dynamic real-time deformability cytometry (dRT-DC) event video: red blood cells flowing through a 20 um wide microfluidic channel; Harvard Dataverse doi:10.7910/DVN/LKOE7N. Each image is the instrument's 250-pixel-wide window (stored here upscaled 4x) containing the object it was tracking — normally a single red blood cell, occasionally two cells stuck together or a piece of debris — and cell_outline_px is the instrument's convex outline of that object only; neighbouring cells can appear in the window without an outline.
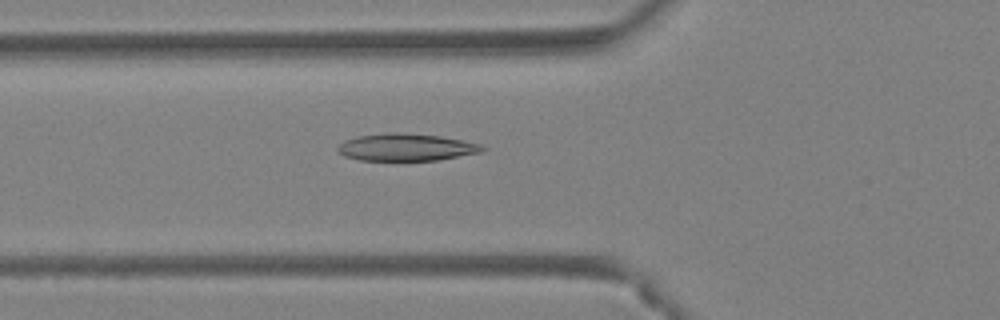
{"species": "Egyptian fruit bat (a non-hibernating species)", "species_latin": "Rousettus aegyptiacus", "temperature_condition": "warm", "stored_images_in_passage": 33, "camera_frame_rate_fps": 3000, "um_per_image_px": 0.085, "animal": {"sex": "female"}, "frame": {"image": 1, "passage_image": 4, "time_ms": 1.0, "image_size_px": [1000, 320], "cell_outline_px": [[488, 148], [480, 152], [436, 160], [360, 160], [344, 156], [336, 148], [344, 140], [360, 136], [392, 132], [396, 132], [440, 136], [484, 144]], "centroid_in_image_um": [34.55, 12.51], "position_along_channel_um": 91.2, "area_um2": 22.77}}
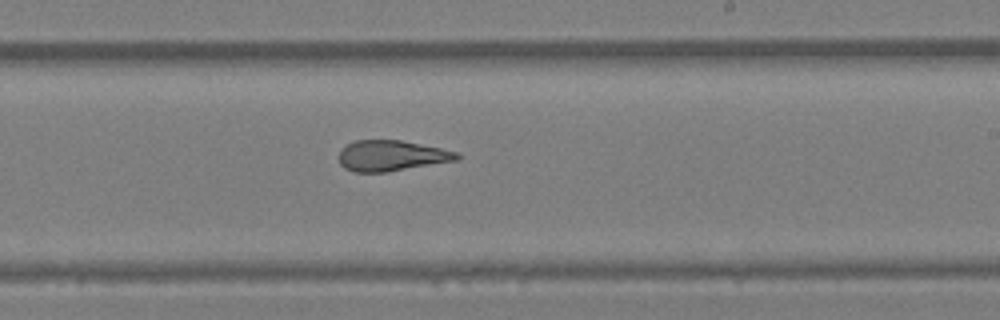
{"frame": {"image": 2, "passage_image": 15, "time_ms": 4.667, "image_size_px": [1000, 320], "cell_outline_px": [[460, 160], [388, 172], [352, 172], [344, 168], [340, 164], [340, 148], [356, 140], [400, 140], [460, 152]], "centroid_in_image_um": [33.3, 13.24], "position_along_channel_um": 255.7, "area_um2": 21.27}}
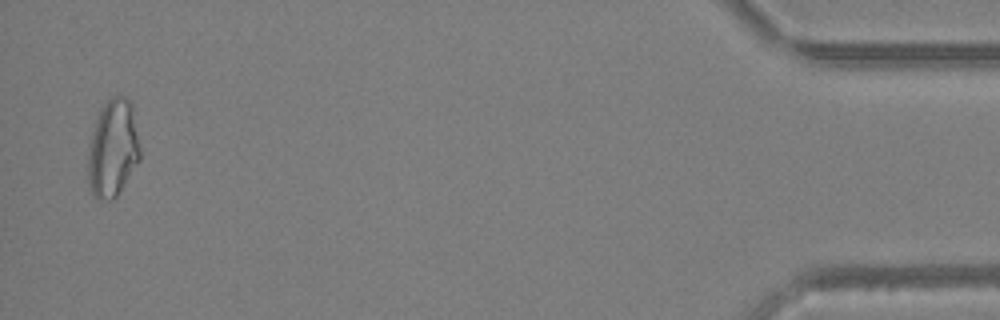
{"frame": {"image": 3, "passage_image": 32, "time_ms": 10.333, "image_size_px": [1000, 320], "cell_outline_px": [[140, 160], [120, 192], [112, 200], [96, 200], [92, 192], [88, 180], [88, 156], [92, 132], [100, 108], [112, 96], [124, 96], [132, 100], [140, 148]], "centroid_in_image_um": [9.61, 12.61], "position_along_channel_um": 425.6, "area_um2": 29.82}, "authors_computed_cell_mechanics": {"area_um2": 22.542, "velocity_mm_per_s": 4.489, "shape_relaxation_time_tau1_ms": null, "shape_relaxation_time_tau2_ms": 2.0599, "deformation_change_tau1": null, "deformation_change_tau2": 0.1108}}